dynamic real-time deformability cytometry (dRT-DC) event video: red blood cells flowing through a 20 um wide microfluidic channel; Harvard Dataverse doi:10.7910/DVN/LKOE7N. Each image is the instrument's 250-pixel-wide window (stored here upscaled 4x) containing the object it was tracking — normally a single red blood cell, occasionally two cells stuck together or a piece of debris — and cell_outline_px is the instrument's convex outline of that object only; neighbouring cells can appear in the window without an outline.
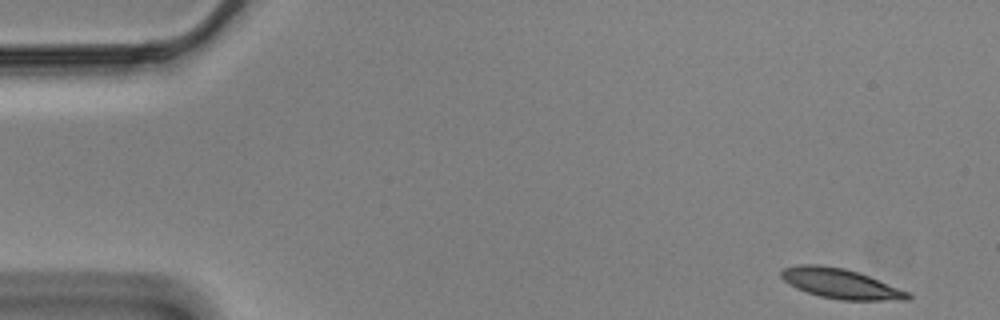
{"species": "Egyptian fruit bat (a non-hibernating species)", "species_latin": "Rousettus aegyptiacus", "temperature_condition": "cold", "stored_images_in_passage": 46, "camera_frame_rate_fps": 3000, "um_per_image_px": 0.085, "animal": {"sex": "male"}, "frame": {"image": 1, "passage_image": 1, "time_ms": 0.0, "image_size_px": [1000, 320], "cell_outline_px": [[912, 300], [840, 300], [820, 296], [796, 288], [788, 284], [780, 276], [780, 272], [784, 268], [800, 264], [816, 264], [844, 268], [868, 276], [912, 292]], "centroid_in_image_um": [71.49, 24.12], "position_along_channel_um": 13.5, "area_um2": 22.14}}
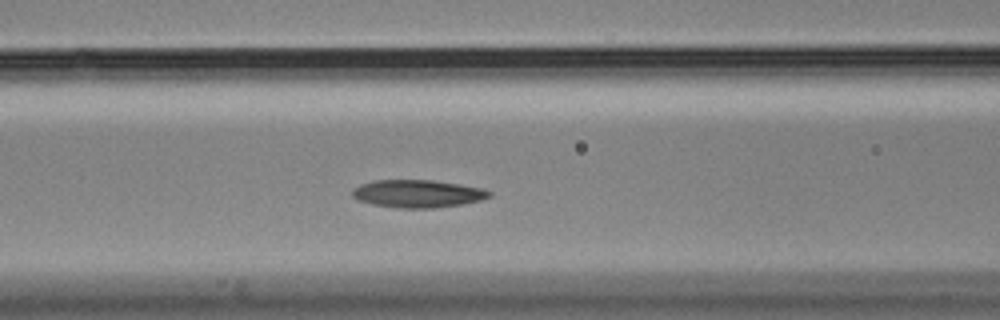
{"frame": {"image": 2, "passage_image": 21, "time_ms": 6.667, "image_size_px": [1000, 320], "cell_outline_px": [[492, 196], [480, 200], [464, 204], [436, 208], [396, 208], [372, 204], [356, 200], [352, 196], [352, 188], [360, 184], [372, 180], [432, 180], [484, 188], [492, 192]], "centroid_in_image_um": [35.49, 16.46], "position_along_channel_um": 131.1, "area_um2": 22.43}}
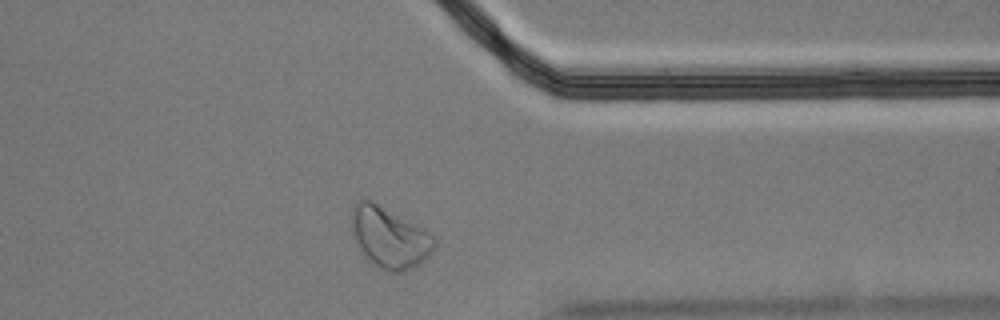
{"frame": {"image": 3, "passage_image": 43, "time_ms": 14.0, "image_size_px": [1000, 320], "cell_outline_px": [[436, 244], [428, 256], [424, 260], [412, 268], [404, 272], [388, 272], [380, 268], [364, 256], [360, 252], [352, 232], [352, 208], [356, 200], [364, 196], [372, 200], [424, 228], [436, 240]], "centroid_in_image_um": [33.07, 20.16], "position_along_channel_um": 378.3, "area_um2": 29.59}, "authors_computed_cell_mechanics": {"area_um2": 22.0507, "velocity_mm_per_s": 3.4588, "shape_relaxation_time_tau1_ms": 3.5866, "shape_relaxation_time_tau2_ms": 2.9694, "deformation_change_tau1": 0.1399, "deformation_change_tau2": 0.0955}}